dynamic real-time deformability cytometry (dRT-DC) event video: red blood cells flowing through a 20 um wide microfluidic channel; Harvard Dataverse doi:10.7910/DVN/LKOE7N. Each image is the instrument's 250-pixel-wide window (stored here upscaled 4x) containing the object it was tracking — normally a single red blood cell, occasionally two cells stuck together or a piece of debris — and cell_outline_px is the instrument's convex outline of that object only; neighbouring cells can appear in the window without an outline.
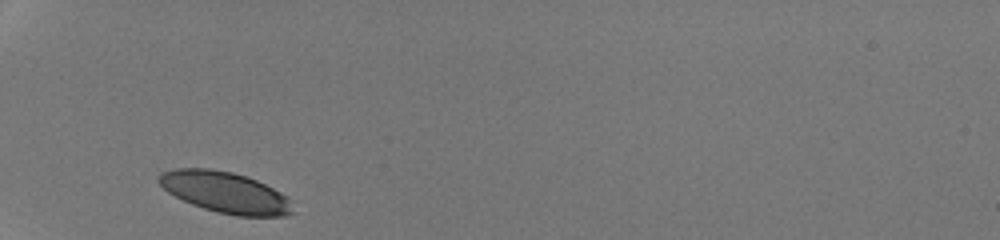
{"species": "human", "species_latin": "Homo sapiens", "temperature_condition": "room temperature", "stored_images_in_passage": 26, "camera_frame_rate_fps": 3000, "um_per_image_px": 0.085, "donor": {"sex": "male"}, "frame": {"image": 1, "passage_image": 1, "time_ms": 0.0, "image_size_px": [1000, 240], "cell_outline_px": [[296, 212], [288, 216], [236, 216], [216, 212], [192, 204], [168, 192], [156, 180], [156, 176], [160, 172], [176, 168], [212, 168], [232, 172], [248, 176], [280, 192], [288, 200]], "centroid_in_image_um": [19.12, 16.34], "position_along_channel_um": 65.9, "area_um2": 32.14}}
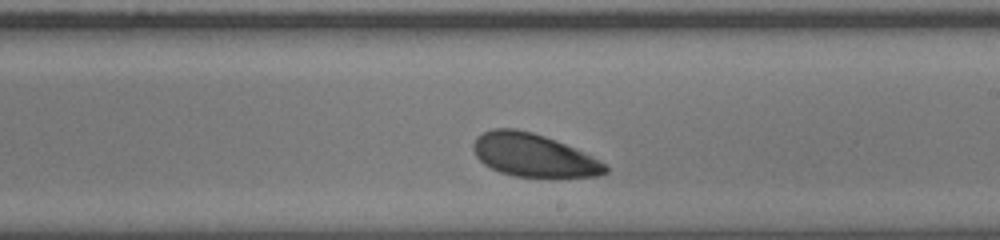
{"frame": {"image": 2, "passage_image": 15, "time_ms": 4.667, "image_size_px": [1000, 240], "cell_outline_px": [[608, 172], [600, 176], [516, 176], [500, 172], [484, 164], [476, 156], [472, 148], [472, 144], [476, 136], [492, 128], [516, 128], [532, 132], [556, 140], [584, 152], [604, 164], [608, 168]], "centroid_in_image_um": [45.3, 13.17], "position_along_channel_um": 243.7, "area_um2": 32.77}}
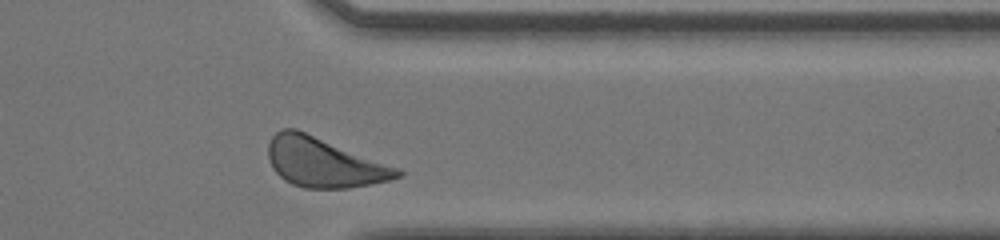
{"frame": {"image": 3, "passage_image": 25, "time_ms": 8.0, "image_size_px": [1000, 240], "cell_outline_px": [[404, 172], [400, 176], [392, 180], [372, 184], [348, 188], [304, 188], [292, 184], [284, 180], [272, 168], [268, 160], [268, 144], [272, 136], [280, 128], [296, 128], [400, 168]], "centroid_in_image_um": [27.53, 13.8], "position_along_channel_um": 383.9, "area_um2": 37.51}, "authors_computed_cell_mechanics": {"area_um2": 34.2176, "velocity_mm_per_s": 4.1811, "shape_relaxation_time_tau1_ms": 1.2204, "shape_relaxation_time_tau2_ms": 5.5741, "deformation_change_tau1": 0.0852, "deformation_change_tau2": 0.131}}